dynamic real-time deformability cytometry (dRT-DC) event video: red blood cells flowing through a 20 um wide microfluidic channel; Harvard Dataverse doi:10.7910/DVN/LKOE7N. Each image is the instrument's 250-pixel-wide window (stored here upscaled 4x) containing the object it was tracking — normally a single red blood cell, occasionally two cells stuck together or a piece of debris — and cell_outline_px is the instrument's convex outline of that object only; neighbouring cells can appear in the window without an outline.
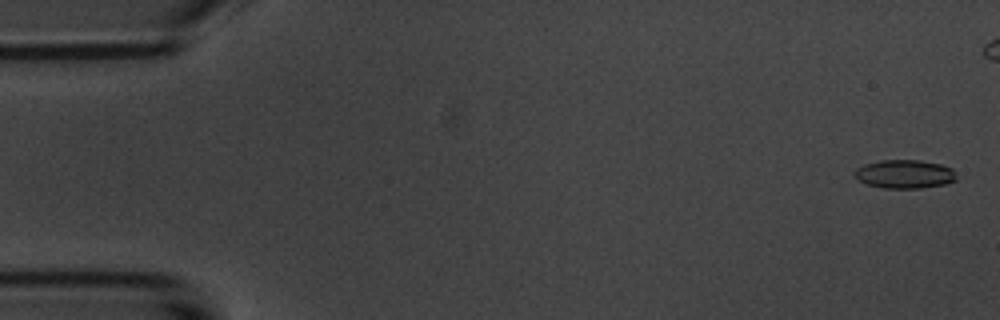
{"species": "common noctule bat (a hibernating species)", "species_latin": "Nyctalus noctula", "temperature_condition": "room temperature", "stored_images_in_passage": 6, "segment_of_instrument_passage": [1, 2], "camera_frame_rate_fps": 3000, "um_per_image_px": 0.085, "animal": {"sex": "male", "body_mass_g": 20.1, "forearm_length_mm": 53.5}, "frame": {"image": 1, "passage_image": 1, "time_ms": 0.0, "image_size_px": [1000, 320], "cell_outline_px": [[956, 180], [944, 184], [920, 188], [884, 188], [868, 184], [860, 180], [852, 172], [856, 168], [864, 164], [880, 160], [920, 160], [940, 164], [952, 168], [956, 176]], "centroid_in_image_um": [76.89, 14.79], "position_along_channel_um": 8.1, "area_um2": 16.88}}